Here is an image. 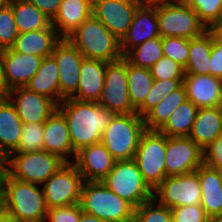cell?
<instances>
[{
  "mask_svg": "<svg viewBox=\"0 0 222 222\" xmlns=\"http://www.w3.org/2000/svg\"><path fill=\"white\" fill-rule=\"evenodd\" d=\"M183 85V79L154 80L144 104L137 110V113L144 117L153 107L159 104L164 97Z\"/></svg>",
  "mask_w": 222,
  "mask_h": 222,
  "instance_id": "obj_35",
  "label": "cell"
},
{
  "mask_svg": "<svg viewBox=\"0 0 222 222\" xmlns=\"http://www.w3.org/2000/svg\"><path fill=\"white\" fill-rule=\"evenodd\" d=\"M187 100L185 86L182 85L153 107L144 117L146 130H159L169 119L173 111Z\"/></svg>",
  "mask_w": 222,
  "mask_h": 222,
  "instance_id": "obj_32",
  "label": "cell"
},
{
  "mask_svg": "<svg viewBox=\"0 0 222 222\" xmlns=\"http://www.w3.org/2000/svg\"><path fill=\"white\" fill-rule=\"evenodd\" d=\"M145 131L144 119L138 113L116 114L109 120L101 142L116 161L130 160Z\"/></svg>",
  "mask_w": 222,
  "mask_h": 222,
  "instance_id": "obj_5",
  "label": "cell"
},
{
  "mask_svg": "<svg viewBox=\"0 0 222 222\" xmlns=\"http://www.w3.org/2000/svg\"><path fill=\"white\" fill-rule=\"evenodd\" d=\"M65 117L73 149L101 142L102 134L113 114L97 102L65 98L57 105Z\"/></svg>",
  "mask_w": 222,
  "mask_h": 222,
  "instance_id": "obj_1",
  "label": "cell"
},
{
  "mask_svg": "<svg viewBox=\"0 0 222 222\" xmlns=\"http://www.w3.org/2000/svg\"><path fill=\"white\" fill-rule=\"evenodd\" d=\"M187 99L198 109L222 107V79L212 75L185 74Z\"/></svg>",
  "mask_w": 222,
  "mask_h": 222,
  "instance_id": "obj_19",
  "label": "cell"
},
{
  "mask_svg": "<svg viewBox=\"0 0 222 222\" xmlns=\"http://www.w3.org/2000/svg\"><path fill=\"white\" fill-rule=\"evenodd\" d=\"M60 40L50 24L45 29L19 33L11 49L21 54H33L45 58L52 55L55 45Z\"/></svg>",
  "mask_w": 222,
  "mask_h": 222,
  "instance_id": "obj_24",
  "label": "cell"
},
{
  "mask_svg": "<svg viewBox=\"0 0 222 222\" xmlns=\"http://www.w3.org/2000/svg\"><path fill=\"white\" fill-rule=\"evenodd\" d=\"M198 15L199 20L210 29L222 17L221 0H189L188 4Z\"/></svg>",
  "mask_w": 222,
  "mask_h": 222,
  "instance_id": "obj_39",
  "label": "cell"
},
{
  "mask_svg": "<svg viewBox=\"0 0 222 222\" xmlns=\"http://www.w3.org/2000/svg\"><path fill=\"white\" fill-rule=\"evenodd\" d=\"M8 90L4 85L3 77H2V65L0 60V100H4L7 98Z\"/></svg>",
  "mask_w": 222,
  "mask_h": 222,
  "instance_id": "obj_48",
  "label": "cell"
},
{
  "mask_svg": "<svg viewBox=\"0 0 222 222\" xmlns=\"http://www.w3.org/2000/svg\"><path fill=\"white\" fill-rule=\"evenodd\" d=\"M25 87L49 97L58 105L60 103V87L56 60L52 56L43 58L37 73Z\"/></svg>",
  "mask_w": 222,
  "mask_h": 222,
  "instance_id": "obj_28",
  "label": "cell"
},
{
  "mask_svg": "<svg viewBox=\"0 0 222 222\" xmlns=\"http://www.w3.org/2000/svg\"><path fill=\"white\" fill-rule=\"evenodd\" d=\"M79 222H105V221L99 219V218L96 217V216L87 214V213H85V212L82 211V213H81V218H80V221H79Z\"/></svg>",
  "mask_w": 222,
  "mask_h": 222,
  "instance_id": "obj_49",
  "label": "cell"
},
{
  "mask_svg": "<svg viewBox=\"0 0 222 222\" xmlns=\"http://www.w3.org/2000/svg\"><path fill=\"white\" fill-rule=\"evenodd\" d=\"M210 75L222 79V42L214 34L210 55Z\"/></svg>",
  "mask_w": 222,
  "mask_h": 222,
  "instance_id": "obj_45",
  "label": "cell"
},
{
  "mask_svg": "<svg viewBox=\"0 0 222 222\" xmlns=\"http://www.w3.org/2000/svg\"><path fill=\"white\" fill-rule=\"evenodd\" d=\"M107 62L84 58L81 62L77 91L70 97L98 102L105 81Z\"/></svg>",
  "mask_w": 222,
  "mask_h": 222,
  "instance_id": "obj_23",
  "label": "cell"
},
{
  "mask_svg": "<svg viewBox=\"0 0 222 222\" xmlns=\"http://www.w3.org/2000/svg\"><path fill=\"white\" fill-rule=\"evenodd\" d=\"M139 5V2L133 0H93L92 15L121 41Z\"/></svg>",
  "mask_w": 222,
  "mask_h": 222,
  "instance_id": "obj_14",
  "label": "cell"
},
{
  "mask_svg": "<svg viewBox=\"0 0 222 222\" xmlns=\"http://www.w3.org/2000/svg\"><path fill=\"white\" fill-rule=\"evenodd\" d=\"M23 123L14 106L6 98L0 100V154L6 159L19 145Z\"/></svg>",
  "mask_w": 222,
  "mask_h": 222,
  "instance_id": "obj_27",
  "label": "cell"
},
{
  "mask_svg": "<svg viewBox=\"0 0 222 222\" xmlns=\"http://www.w3.org/2000/svg\"><path fill=\"white\" fill-rule=\"evenodd\" d=\"M67 39L86 59L108 63L123 57L120 51V40L93 15L86 19Z\"/></svg>",
  "mask_w": 222,
  "mask_h": 222,
  "instance_id": "obj_3",
  "label": "cell"
},
{
  "mask_svg": "<svg viewBox=\"0 0 222 222\" xmlns=\"http://www.w3.org/2000/svg\"><path fill=\"white\" fill-rule=\"evenodd\" d=\"M133 222H173L171 209L152 198L134 209Z\"/></svg>",
  "mask_w": 222,
  "mask_h": 222,
  "instance_id": "obj_36",
  "label": "cell"
},
{
  "mask_svg": "<svg viewBox=\"0 0 222 222\" xmlns=\"http://www.w3.org/2000/svg\"><path fill=\"white\" fill-rule=\"evenodd\" d=\"M42 57L33 54H21L11 48L0 51L3 82L7 90L25 87L37 73Z\"/></svg>",
  "mask_w": 222,
  "mask_h": 222,
  "instance_id": "obj_17",
  "label": "cell"
},
{
  "mask_svg": "<svg viewBox=\"0 0 222 222\" xmlns=\"http://www.w3.org/2000/svg\"><path fill=\"white\" fill-rule=\"evenodd\" d=\"M203 164V150L189 137H167L166 177L195 172Z\"/></svg>",
  "mask_w": 222,
  "mask_h": 222,
  "instance_id": "obj_13",
  "label": "cell"
},
{
  "mask_svg": "<svg viewBox=\"0 0 222 222\" xmlns=\"http://www.w3.org/2000/svg\"><path fill=\"white\" fill-rule=\"evenodd\" d=\"M156 17L161 37L191 39L207 30L189 5L171 4L156 7Z\"/></svg>",
  "mask_w": 222,
  "mask_h": 222,
  "instance_id": "obj_11",
  "label": "cell"
},
{
  "mask_svg": "<svg viewBox=\"0 0 222 222\" xmlns=\"http://www.w3.org/2000/svg\"><path fill=\"white\" fill-rule=\"evenodd\" d=\"M18 35L12 7L4 1L0 5V51L11 48Z\"/></svg>",
  "mask_w": 222,
  "mask_h": 222,
  "instance_id": "obj_38",
  "label": "cell"
},
{
  "mask_svg": "<svg viewBox=\"0 0 222 222\" xmlns=\"http://www.w3.org/2000/svg\"><path fill=\"white\" fill-rule=\"evenodd\" d=\"M173 222H209L203 207L198 205H186L171 209Z\"/></svg>",
  "mask_w": 222,
  "mask_h": 222,
  "instance_id": "obj_42",
  "label": "cell"
},
{
  "mask_svg": "<svg viewBox=\"0 0 222 222\" xmlns=\"http://www.w3.org/2000/svg\"><path fill=\"white\" fill-rule=\"evenodd\" d=\"M92 8L93 0H62L51 25L61 39H67L92 16Z\"/></svg>",
  "mask_w": 222,
  "mask_h": 222,
  "instance_id": "obj_22",
  "label": "cell"
},
{
  "mask_svg": "<svg viewBox=\"0 0 222 222\" xmlns=\"http://www.w3.org/2000/svg\"><path fill=\"white\" fill-rule=\"evenodd\" d=\"M52 20L58 12L62 0H27Z\"/></svg>",
  "mask_w": 222,
  "mask_h": 222,
  "instance_id": "obj_46",
  "label": "cell"
},
{
  "mask_svg": "<svg viewBox=\"0 0 222 222\" xmlns=\"http://www.w3.org/2000/svg\"><path fill=\"white\" fill-rule=\"evenodd\" d=\"M80 204L49 208L45 222H79L81 218Z\"/></svg>",
  "mask_w": 222,
  "mask_h": 222,
  "instance_id": "obj_43",
  "label": "cell"
},
{
  "mask_svg": "<svg viewBox=\"0 0 222 222\" xmlns=\"http://www.w3.org/2000/svg\"><path fill=\"white\" fill-rule=\"evenodd\" d=\"M154 80L184 79L185 70L179 63L163 56L149 68Z\"/></svg>",
  "mask_w": 222,
  "mask_h": 222,
  "instance_id": "obj_41",
  "label": "cell"
},
{
  "mask_svg": "<svg viewBox=\"0 0 222 222\" xmlns=\"http://www.w3.org/2000/svg\"><path fill=\"white\" fill-rule=\"evenodd\" d=\"M203 163L210 168L222 170V135L204 148Z\"/></svg>",
  "mask_w": 222,
  "mask_h": 222,
  "instance_id": "obj_44",
  "label": "cell"
},
{
  "mask_svg": "<svg viewBox=\"0 0 222 222\" xmlns=\"http://www.w3.org/2000/svg\"><path fill=\"white\" fill-rule=\"evenodd\" d=\"M5 170V159L0 154V173Z\"/></svg>",
  "mask_w": 222,
  "mask_h": 222,
  "instance_id": "obj_53",
  "label": "cell"
},
{
  "mask_svg": "<svg viewBox=\"0 0 222 222\" xmlns=\"http://www.w3.org/2000/svg\"><path fill=\"white\" fill-rule=\"evenodd\" d=\"M101 182L134 208L154 198V190L144 180L134 159L116 161Z\"/></svg>",
  "mask_w": 222,
  "mask_h": 222,
  "instance_id": "obj_6",
  "label": "cell"
},
{
  "mask_svg": "<svg viewBox=\"0 0 222 222\" xmlns=\"http://www.w3.org/2000/svg\"><path fill=\"white\" fill-rule=\"evenodd\" d=\"M157 202L172 209L201 204V186L198 173L168 176L154 189Z\"/></svg>",
  "mask_w": 222,
  "mask_h": 222,
  "instance_id": "obj_12",
  "label": "cell"
},
{
  "mask_svg": "<svg viewBox=\"0 0 222 222\" xmlns=\"http://www.w3.org/2000/svg\"><path fill=\"white\" fill-rule=\"evenodd\" d=\"M59 70L60 103L71 97L78 87L79 73L83 55L68 39H61L51 55Z\"/></svg>",
  "mask_w": 222,
  "mask_h": 222,
  "instance_id": "obj_16",
  "label": "cell"
},
{
  "mask_svg": "<svg viewBox=\"0 0 222 222\" xmlns=\"http://www.w3.org/2000/svg\"><path fill=\"white\" fill-rule=\"evenodd\" d=\"M113 115L137 113L130 102L127 77V60L108 62L101 96L97 102Z\"/></svg>",
  "mask_w": 222,
  "mask_h": 222,
  "instance_id": "obj_9",
  "label": "cell"
},
{
  "mask_svg": "<svg viewBox=\"0 0 222 222\" xmlns=\"http://www.w3.org/2000/svg\"><path fill=\"white\" fill-rule=\"evenodd\" d=\"M222 135V107L199 108L189 138L202 150Z\"/></svg>",
  "mask_w": 222,
  "mask_h": 222,
  "instance_id": "obj_26",
  "label": "cell"
},
{
  "mask_svg": "<svg viewBox=\"0 0 222 222\" xmlns=\"http://www.w3.org/2000/svg\"><path fill=\"white\" fill-rule=\"evenodd\" d=\"M163 57L162 37L151 38L131 49L124 58L134 66L150 68Z\"/></svg>",
  "mask_w": 222,
  "mask_h": 222,
  "instance_id": "obj_34",
  "label": "cell"
},
{
  "mask_svg": "<svg viewBox=\"0 0 222 222\" xmlns=\"http://www.w3.org/2000/svg\"><path fill=\"white\" fill-rule=\"evenodd\" d=\"M44 123H23V131L19 139L18 148L14 152L42 151Z\"/></svg>",
  "mask_w": 222,
  "mask_h": 222,
  "instance_id": "obj_37",
  "label": "cell"
},
{
  "mask_svg": "<svg viewBox=\"0 0 222 222\" xmlns=\"http://www.w3.org/2000/svg\"><path fill=\"white\" fill-rule=\"evenodd\" d=\"M141 6L145 7H159L165 5H171L172 0H139Z\"/></svg>",
  "mask_w": 222,
  "mask_h": 222,
  "instance_id": "obj_47",
  "label": "cell"
},
{
  "mask_svg": "<svg viewBox=\"0 0 222 222\" xmlns=\"http://www.w3.org/2000/svg\"><path fill=\"white\" fill-rule=\"evenodd\" d=\"M189 0H172V4H183L187 5Z\"/></svg>",
  "mask_w": 222,
  "mask_h": 222,
  "instance_id": "obj_55",
  "label": "cell"
},
{
  "mask_svg": "<svg viewBox=\"0 0 222 222\" xmlns=\"http://www.w3.org/2000/svg\"><path fill=\"white\" fill-rule=\"evenodd\" d=\"M197 111L198 108L190 100H185L158 131L167 137H188Z\"/></svg>",
  "mask_w": 222,
  "mask_h": 222,
  "instance_id": "obj_31",
  "label": "cell"
},
{
  "mask_svg": "<svg viewBox=\"0 0 222 222\" xmlns=\"http://www.w3.org/2000/svg\"><path fill=\"white\" fill-rule=\"evenodd\" d=\"M5 212L16 222H45L48 208L39 185L19 181L5 170L0 173Z\"/></svg>",
  "mask_w": 222,
  "mask_h": 222,
  "instance_id": "obj_2",
  "label": "cell"
},
{
  "mask_svg": "<svg viewBox=\"0 0 222 222\" xmlns=\"http://www.w3.org/2000/svg\"><path fill=\"white\" fill-rule=\"evenodd\" d=\"M163 56L169 57L184 68L189 57V39L184 37H162Z\"/></svg>",
  "mask_w": 222,
  "mask_h": 222,
  "instance_id": "obj_40",
  "label": "cell"
},
{
  "mask_svg": "<svg viewBox=\"0 0 222 222\" xmlns=\"http://www.w3.org/2000/svg\"><path fill=\"white\" fill-rule=\"evenodd\" d=\"M128 91L130 102L137 111L152 88L154 78L148 68L132 65L127 61Z\"/></svg>",
  "mask_w": 222,
  "mask_h": 222,
  "instance_id": "obj_33",
  "label": "cell"
},
{
  "mask_svg": "<svg viewBox=\"0 0 222 222\" xmlns=\"http://www.w3.org/2000/svg\"><path fill=\"white\" fill-rule=\"evenodd\" d=\"M210 30L222 42V23H215Z\"/></svg>",
  "mask_w": 222,
  "mask_h": 222,
  "instance_id": "obj_50",
  "label": "cell"
},
{
  "mask_svg": "<svg viewBox=\"0 0 222 222\" xmlns=\"http://www.w3.org/2000/svg\"><path fill=\"white\" fill-rule=\"evenodd\" d=\"M83 181L74 162L63 164L41 185L47 208L78 204Z\"/></svg>",
  "mask_w": 222,
  "mask_h": 222,
  "instance_id": "obj_10",
  "label": "cell"
},
{
  "mask_svg": "<svg viewBox=\"0 0 222 222\" xmlns=\"http://www.w3.org/2000/svg\"><path fill=\"white\" fill-rule=\"evenodd\" d=\"M0 222H16L9 214L5 213L0 217Z\"/></svg>",
  "mask_w": 222,
  "mask_h": 222,
  "instance_id": "obj_52",
  "label": "cell"
},
{
  "mask_svg": "<svg viewBox=\"0 0 222 222\" xmlns=\"http://www.w3.org/2000/svg\"><path fill=\"white\" fill-rule=\"evenodd\" d=\"M160 36L156 7L139 5L127 34L120 41V51L124 57L131 49L151 38Z\"/></svg>",
  "mask_w": 222,
  "mask_h": 222,
  "instance_id": "obj_20",
  "label": "cell"
},
{
  "mask_svg": "<svg viewBox=\"0 0 222 222\" xmlns=\"http://www.w3.org/2000/svg\"><path fill=\"white\" fill-rule=\"evenodd\" d=\"M13 10L19 33L45 29L51 20L27 0H5Z\"/></svg>",
  "mask_w": 222,
  "mask_h": 222,
  "instance_id": "obj_30",
  "label": "cell"
},
{
  "mask_svg": "<svg viewBox=\"0 0 222 222\" xmlns=\"http://www.w3.org/2000/svg\"><path fill=\"white\" fill-rule=\"evenodd\" d=\"M7 99L14 106L22 123H45L57 109V104L52 99L27 87L9 90Z\"/></svg>",
  "mask_w": 222,
  "mask_h": 222,
  "instance_id": "obj_15",
  "label": "cell"
},
{
  "mask_svg": "<svg viewBox=\"0 0 222 222\" xmlns=\"http://www.w3.org/2000/svg\"><path fill=\"white\" fill-rule=\"evenodd\" d=\"M43 150L58 155L65 162H73L68 156L75 160L77 152L73 149L69 135V129L63 114L56 109L44 123Z\"/></svg>",
  "mask_w": 222,
  "mask_h": 222,
  "instance_id": "obj_21",
  "label": "cell"
},
{
  "mask_svg": "<svg viewBox=\"0 0 222 222\" xmlns=\"http://www.w3.org/2000/svg\"><path fill=\"white\" fill-rule=\"evenodd\" d=\"M66 162L47 151L13 152L5 159V171L13 178L43 184Z\"/></svg>",
  "mask_w": 222,
  "mask_h": 222,
  "instance_id": "obj_7",
  "label": "cell"
},
{
  "mask_svg": "<svg viewBox=\"0 0 222 222\" xmlns=\"http://www.w3.org/2000/svg\"><path fill=\"white\" fill-rule=\"evenodd\" d=\"M167 136L158 130H146L139 141L134 161L144 180L154 190L166 177L165 152Z\"/></svg>",
  "mask_w": 222,
  "mask_h": 222,
  "instance_id": "obj_8",
  "label": "cell"
},
{
  "mask_svg": "<svg viewBox=\"0 0 222 222\" xmlns=\"http://www.w3.org/2000/svg\"><path fill=\"white\" fill-rule=\"evenodd\" d=\"M201 186V206L209 218L222 214V178L204 163L196 170Z\"/></svg>",
  "mask_w": 222,
  "mask_h": 222,
  "instance_id": "obj_25",
  "label": "cell"
},
{
  "mask_svg": "<svg viewBox=\"0 0 222 222\" xmlns=\"http://www.w3.org/2000/svg\"><path fill=\"white\" fill-rule=\"evenodd\" d=\"M209 222H222V214L218 216L211 217Z\"/></svg>",
  "mask_w": 222,
  "mask_h": 222,
  "instance_id": "obj_54",
  "label": "cell"
},
{
  "mask_svg": "<svg viewBox=\"0 0 222 222\" xmlns=\"http://www.w3.org/2000/svg\"><path fill=\"white\" fill-rule=\"evenodd\" d=\"M73 161L84 181H101L116 162L102 142L82 147Z\"/></svg>",
  "mask_w": 222,
  "mask_h": 222,
  "instance_id": "obj_18",
  "label": "cell"
},
{
  "mask_svg": "<svg viewBox=\"0 0 222 222\" xmlns=\"http://www.w3.org/2000/svg\"><path fill=\"white\" fill-rule=\"evenodd\" d=\"M79 204L83 212L105 222H133L135 208L101 181H84Z\"/></svg>",
  "mask_w": 222,
  "mask_h": 222,
  "instance_id": "obj_4",
  "label": "cell"
},
{
  "mask_svg": "<svg viewBox=\"0 0 222 222\" xmlns=\"http://www.w3.org/2000/svg\"><path fill=\"white\" fill-rule=\"evenodd\" d=\"M5 213L4 196L0 187V217Z\"/></svg>",
  "mask_w": 222,
  "mask_h": 222,
  "instance_id": "obj_51",
  "label": "cell"
},
{
  "mask_svg": "<svg viewBox=\"0 0 222 222\" xmlns=\"http://www.w3.org/2000/svg\"><path fill=\"white\" fill-rule=\"evenodd\" d=\"M213 32L210 29L189 39V57L184 68L185 74L210 75V55Z\"/></svg>",
  "mask_w": 222,
  "mask_h": 222,
  "instance_id": "obj_29",
  "label": "cell"
}]
</instances>
